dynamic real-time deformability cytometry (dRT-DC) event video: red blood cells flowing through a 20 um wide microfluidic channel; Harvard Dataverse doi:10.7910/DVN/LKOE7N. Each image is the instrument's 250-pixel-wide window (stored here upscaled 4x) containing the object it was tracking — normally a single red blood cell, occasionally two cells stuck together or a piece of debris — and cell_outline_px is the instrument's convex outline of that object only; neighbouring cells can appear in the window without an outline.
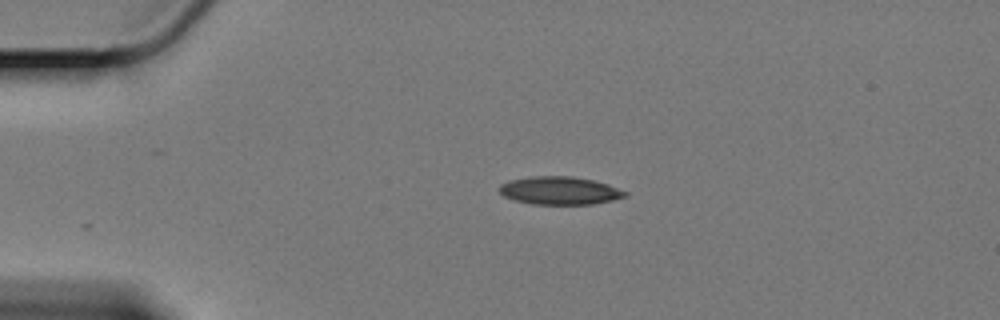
{"species": "Egyptian fruit bat (a non-hibernating species)", "species_latin": "Rousettus aegyptiacus", "temperature_condition": "cold", "stored_images_in_passage": 47, "camera_frame_rate_fps": 3000, "um_per_image_px": 0.085, "animal": {"sex": "female"}, "frame": {"image": 1, "passage_image": 1, "time_ms": 0.0, "image_size_px": [1000, 320], "cell_outline_px": [[628, 196], [612, 200], [592, 204], [532, 204], [516, 200], [504, 196], [500, 192], [500, 184], [508, 180], [528, 176], [572, 176], [592, 180], [608, 184], [628, 192]], "centroid_in_image_um": [47.58, 16.19], "position_along_channel_um": 37.4, "area_um2": 20.52}}
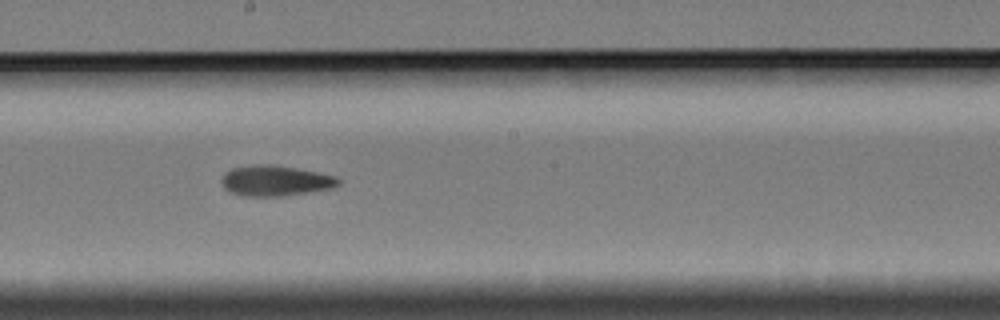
{"frame": {"image": 2, "passage_image": 21, "time_ms": 6.667, "image_size_px": [1000, 320], "cell_outline_px": [[340, 184], [332, 188], [308, 192], [280, 196], [244, 196], [232, 192], [224, 188], [220, 180], [224, 172], [232, 168], [252, 164], [276, 164], [336, 176], [340, 180]], "centroid_in_image_um": [23.38, 15.34], "position_along_channel_um": 224.8, "area_um2": 20.87}}
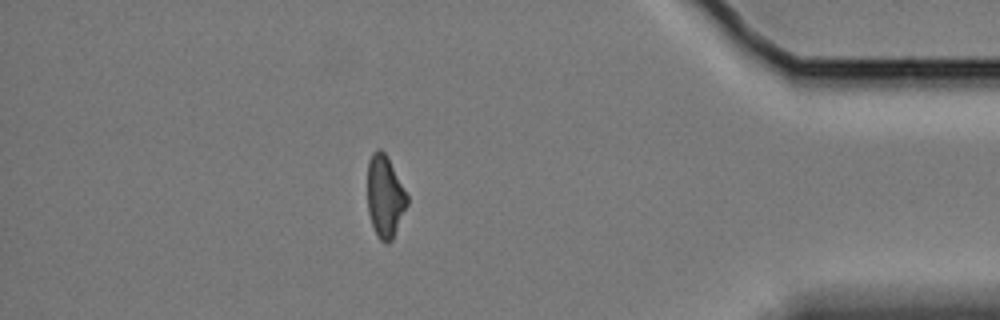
{"frame": {"image": 3, "passage_image": 40, "time_ms": 13.0, "image_size_px": [1000, 320], "cell_outline_px": [[408, 204], [392, 240], [388, 244], [384, 244], [380, 240], [372, 224], [368, 212], [368, 160], [372, 152], [376, 148], [380, 148], [384, 152], [408, 196]], "centroid_in_image_um": [32.71, 16.71], "position_along_channel_um": 402.5, "area_um2": 18.79}, "authors_computed_cell_mechanics": {"area_um2": 20.1722, "velocity_mm_per_s": 3.361, "shape_relaxation_time_tau1_ms": 5.9508, "shape_relaxation_time_tau2_ms": 5.4662, "deformation_change_tau1": 0.1632, "deformation_change_tau2": 0.1328}}